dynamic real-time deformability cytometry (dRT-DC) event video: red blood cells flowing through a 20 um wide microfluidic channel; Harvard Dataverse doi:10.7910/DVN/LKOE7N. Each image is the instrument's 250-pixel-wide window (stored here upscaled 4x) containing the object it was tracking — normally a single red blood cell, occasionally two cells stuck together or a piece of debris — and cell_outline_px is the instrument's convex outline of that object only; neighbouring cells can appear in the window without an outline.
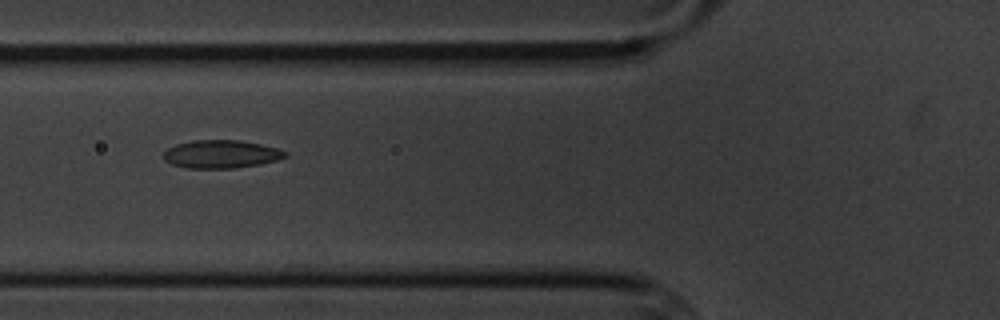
{"species": "common noctule bat (a hibernating species)", "species_latin": "Nyctalus noctula", "temperature_condition": "cold", "stored_images_in_passage": 10, "camera_frame_rate_fps": 3000, "um_per_image_px": 0.085, "animal": {"sex": "male", "body_mass_g": 20.1, "forearm_length_mm": 53.5}, "frame": {"image": 1, "passage_image": 7, "time_ms": 7.0, "image_size_px": [1000, 320], "cell_outline_px": [[288, 156], [276, 160], [260, 164], [236, 168], [188, 168], [172, 164], [164, 160], [164, 152], [168, 148], [176, 144], [192, 140], [240, 140], [260, 144], [276, 148], [288, 152]], "centroid_in_image_um": [18.8, 13.1], "position_along_channel_um": 107.0, "area_um2": 19.88}}
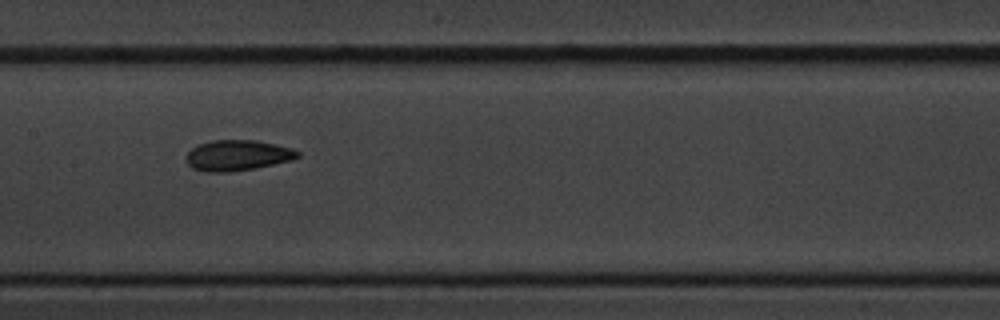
{"frame": {"image": 2, "passage_image": 9, "time_ms": 9.333, "image_size_px": [1000, 320], "cell_outline_px": [[300, 156], [292, 160], [256, 168], [228, 172], [204, 172], [192, 168], [184, 160], [184, 156], [196, 144], [212, 140], [256, 140], [292, 148], [300, 152]], "centroid_in_image_um": [20.15, 13.21], "position_along_channel_um": 187.3, "area_um2": 20.17}}
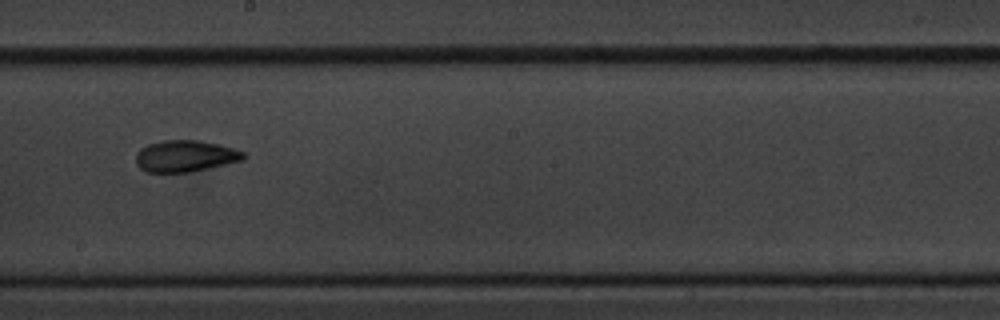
{"frame": {"image": 3, "passage_image": 10, "time_ms": 10.667, "image_size_px": [1000, 320], "cell_outline_px": [[244, 160], [208, 168], [188, 172], [148, 172], [140, 168], [136, 164], [136, 156], [140, 148], [148, 144], [164, 140], [196, 140], [220, 144], [236, 148], [244, 152]], "centroid_in_image_um": [15.76, 13.26], "position_along_channel_um": 232.4, "area_um2": 19.77}}